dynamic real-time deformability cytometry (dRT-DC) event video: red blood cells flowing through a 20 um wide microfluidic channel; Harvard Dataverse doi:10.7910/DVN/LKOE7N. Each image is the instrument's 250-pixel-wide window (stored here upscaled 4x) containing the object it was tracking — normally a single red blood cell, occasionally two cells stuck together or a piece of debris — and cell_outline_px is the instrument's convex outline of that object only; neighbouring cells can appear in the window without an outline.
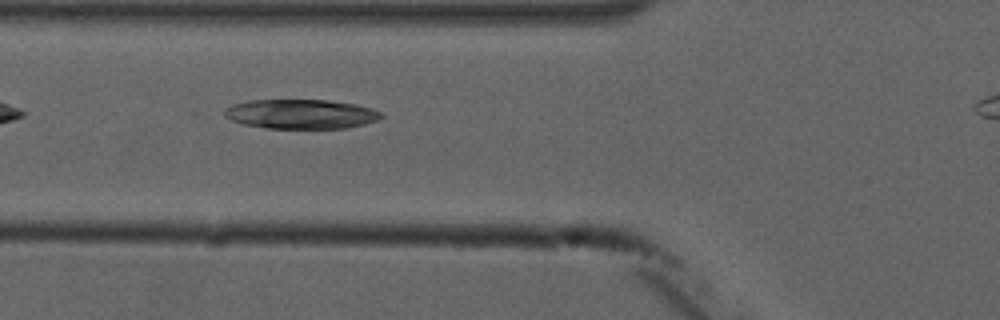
{"species": "common noctule bat (a hibernating species)", "species_latin": "Nyctalus noctula", "temperature_condition": "cold", "stored_images_in_passage": 4, "camera_frame_rate_fps": 3000, "um_per_image_px": 0.085, "animal": {"sex": "male", "forearm_length_mm": 52.5}, "frame": {"image": 1, "passage_image": 3, "time_ms": 2.333, "image_size_px": [1000, 320], "cell_outline_px": [[384, 116], [376, 120], [364, 124], [348, 128], [268, 128], [244, 124], [232, 120], [224, 116], [224, 108], [232, 104], [248, 100], [328, 100], [356, 104], [372, 108], [384, 112]], "centroid_in_image_um": [25.6, 9.68], "position_along_channel_um": 100.2, "area_um2": 27.05}}